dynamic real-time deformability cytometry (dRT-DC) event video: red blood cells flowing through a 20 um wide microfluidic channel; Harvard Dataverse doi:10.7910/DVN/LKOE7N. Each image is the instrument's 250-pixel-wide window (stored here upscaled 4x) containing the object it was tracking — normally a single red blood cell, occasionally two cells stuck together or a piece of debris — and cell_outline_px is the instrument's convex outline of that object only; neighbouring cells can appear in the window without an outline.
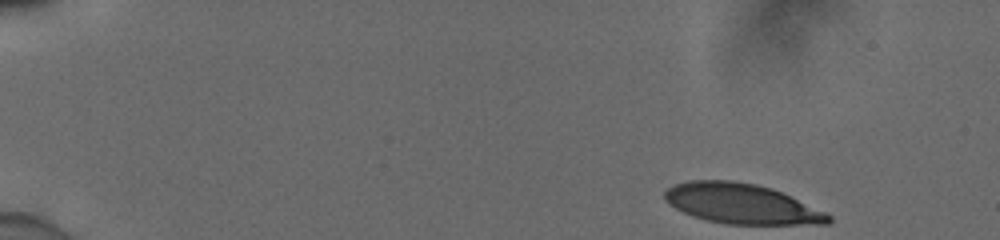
{"species": "human", "species_latin": "Homo sapiens", "temperature_condition": "cold", "stored_images_in_passage": 49, "camera_frame_rate_fps": 3000, "um_per_image_px": 0.085, "donor": {"sex": "male"}, "frame": {"image": 1, "passage_image": 1, "time_ms": 0.0, "image_size_px": [1000, 240], "cell_outline_px": [[832, 220], [828, 224], [728, 224], [708, 220], [692, 216], [668, 204], [664, 200], [664, 192], [672, 184], [692, 180], [732, 180], [756, 184], [772, 188], [828, 212], [832, 216]], "centroid_in_image_um": [63.05, 17.31], "position_along_channel_um": 22.0, "area_um2": 38.44}}
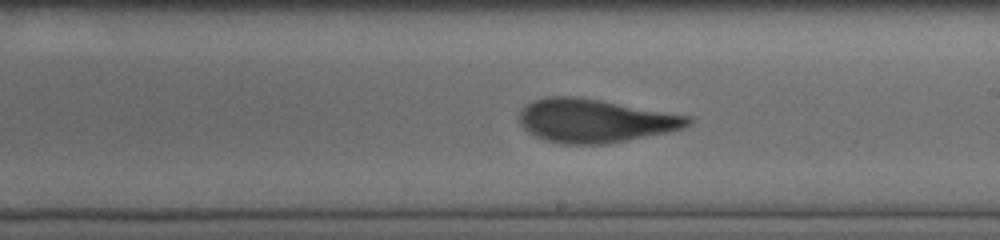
{"frame": {"image": 2, "passage_image": 28, "time_ms": 9.0, "image_size_px": [1000, 240], "cell_outline_px": [[692, 124], [684, 128], [668, 132], [608, 144], [560, 144], [544, 140], [528, 132], [520, 124], [520, 112], [528, 104], [536, 100], [548, 96], [568, 96], [600, 100], [692, 116]], "centroid_in_image_um": [50.61, 10.27], "position_along_channel_um": 238.4, "area_um2": 42.66}}
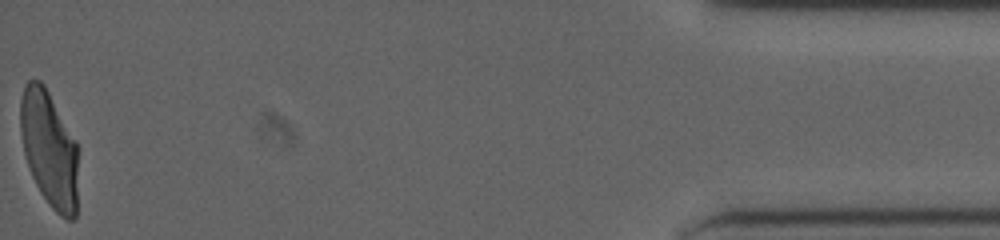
{"frame": {"image": 3, "passage_image": 49, "time_ms": 16.0, "image_size_px": [1000, 240], "cell_outline_px": [[80, 152], [76, 216], [72, 220], [68, 220], [60, 216], [52, 208], [40, 192], [28, 168], [24, 152], [20, 132], [20, 100], [24, 84], [28, 80], [40, 80], [44, 84], [76, 140]], "centroid_in_image_um": [4.22, 12.68], "position_along_channel_um": 431.0, "area_um2": 40.06}, "authors_computed_cell_mechanics": {"area_um2": 41.7894, "velocity_mm_per_s": 3.8984, "shape_relaxation_time_tau1_ms": 6.5775, "shape_relaxation_time_tau2_ms": 1.4275, "deformation_change_tau1": 0.2344, "deformation_change_tau2": 0.0933}}